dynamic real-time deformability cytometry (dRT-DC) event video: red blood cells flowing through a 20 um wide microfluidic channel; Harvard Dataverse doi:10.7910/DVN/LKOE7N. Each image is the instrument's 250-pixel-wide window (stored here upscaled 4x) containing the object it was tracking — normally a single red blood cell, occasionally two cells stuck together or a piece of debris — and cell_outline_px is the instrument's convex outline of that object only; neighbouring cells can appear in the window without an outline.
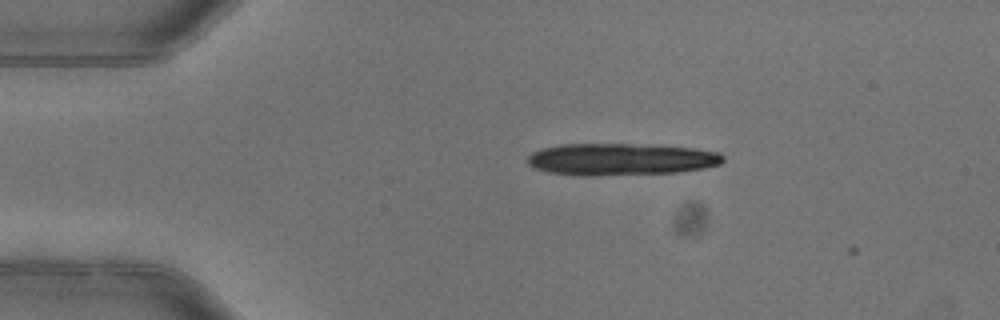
{"species": "common noctule bat (a hibernating species)", "species_latin": "Nyctalus noctula", "temperature_condition": "warm", "stored_images_in_passage": 3, "camera_frame_rate_fps": 3000, "um_per_image_px": 0.085, "animal": {"sex": "female"}, "frame": {"image": 1, "passage_image": 2, "time_ms": 0.333, "image_size_px": [1000, 320], "cell_outline_px": [[724, 160], [720, 164], [704, 168], [680, 172], [592, 176], [580, 176], [548, 172], [536, 168], [528, 164], [528, 156], [532, 152], [540, 148], [560, 144], [628, 144], [692, 148], [720, 152], [724, 156]], "centroid_in_image_um": [52.75, 13.54], "position_along_channel_um": 32.2, "area_um2": 36.53}}